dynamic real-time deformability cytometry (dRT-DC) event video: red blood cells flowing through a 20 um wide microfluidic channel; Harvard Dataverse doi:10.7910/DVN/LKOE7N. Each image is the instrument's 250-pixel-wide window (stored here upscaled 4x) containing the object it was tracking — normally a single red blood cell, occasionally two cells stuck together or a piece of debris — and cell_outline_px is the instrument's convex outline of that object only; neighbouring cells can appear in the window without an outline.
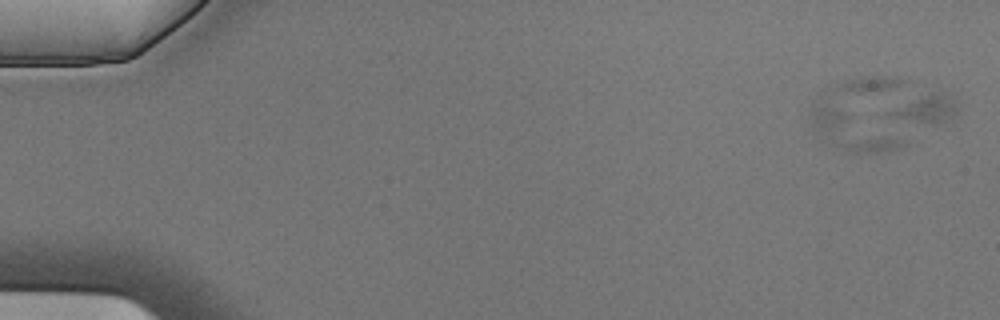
{"species": "Egyptian fruit bat (a non-hibernating species)", "species_latin": "Rousettus aegyptiacus", "temperature_condition": "cold", "stored_images_in_passage": 5, "camera_frame_rate_fps": 3000, "um_per_image_px": 0.085, "animal": {"sex": "male"}, "frame": {"image": 1, "passage_image": 1, "time_ms": 0.0, "image_size_px": [1000, 320], "cell_outline_px": [[960, 100], [956, 116], [948, 120], [936, 124], [932, 124], [884, 116], [884, 112], [932, 92], [944, 92]], "centroid_in_image_um": [78.83, 9.25], "position_along_channel_um": 6.2, "area_um2": 11.27}}